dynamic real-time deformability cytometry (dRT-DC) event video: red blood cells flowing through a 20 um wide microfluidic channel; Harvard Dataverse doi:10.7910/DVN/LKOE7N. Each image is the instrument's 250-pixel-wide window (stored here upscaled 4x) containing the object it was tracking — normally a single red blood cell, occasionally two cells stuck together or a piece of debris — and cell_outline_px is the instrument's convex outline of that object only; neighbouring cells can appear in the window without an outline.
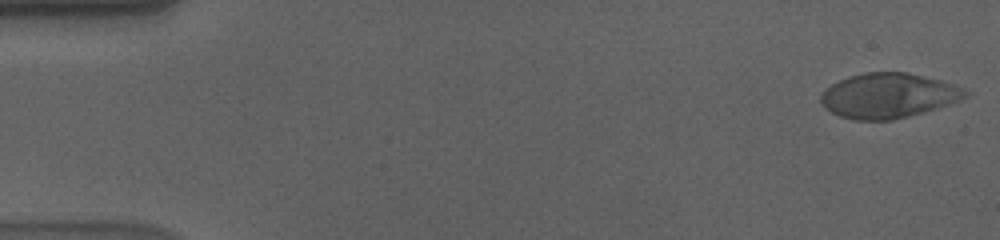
{"species": "human", "species_latin": "Homo sapiens", "temperature_condition": "cold", "stored_images_in_passage": 56, "camera_frame_rate_fps": 3000, "um_per_image_px": 0.085, "donor": {"sex": "male"}, "frame": {"image": 1, "passage_image": 1, "time_ms": 0.0, "image_size_px": [1000, 240], "cell_outline_px": [[972, 92], [968, 96], [948, 104], [936, 108], [892, 120], [852, 120], [840, 116], [824, 108], [820, 104], [820, 96], [832, 84], [848, 76], [864, 72], [908, 72], [940, 80], [964, 88]], "centroid_in_image_um": [75.5, 8.12], "position_along_channel_um": 9.5, "area_um2": 37.69}}
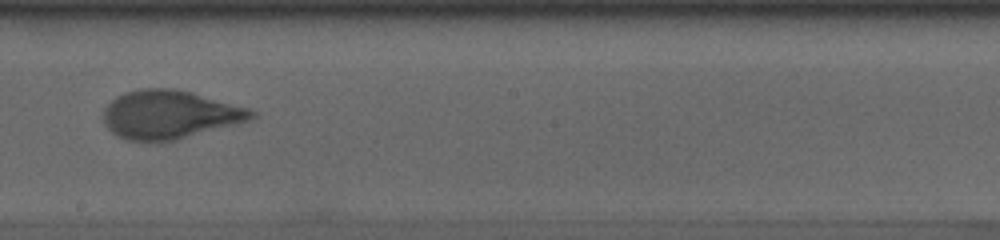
{"frame": {"image": 2, "passage_image": 32, "time_ms": 10.333, "image_size_px": [1000, 240], "cell_outline_px": [[256, 116], [248, 120], [236, 124], [176, 140], [128, 140], [116, 136], [104, 124], [100, 116], [104, 108], [116, 96], [124, 92], [140, 88], [172, 88], [192, 92], [248, 108], [256, 112]], "centroid_in_image_um": [14.37, 9.72], "position_along_channel_um": 233.8, "area_um2": 41.79}}
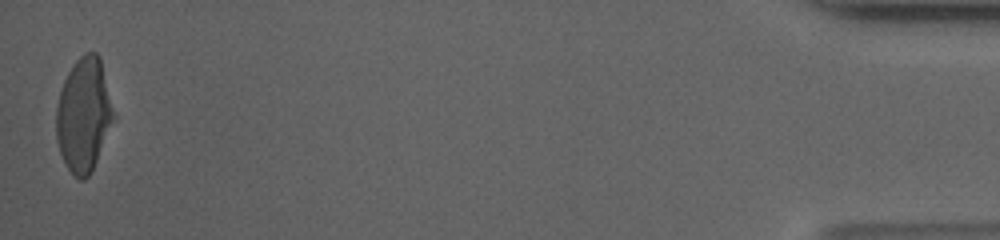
{"frame": {"image": 3, "passage_image": 56, "time_ms": 18.333, "image_size_px": [1000, 240], "cell_outline_px": [[116, 120], [88, 176], [84, 180], [80, 180], [68, 168], [60, 152], [56, 140], [56, 108], [60, 92], [64, 80], [68, 72], [76, 60], [84, 52], [96, 52], [100, 56], [116, 116]], "centroid_in_image_um": [7.14, 9.73], "position_along_channel_um": 428.1, "area_um2": 38.21}, "authors_computed_cell_mechanics": {"area_um2": 40.171, "velocity_mm_per_s": 3.5608, "shape_relaxation_time_tau1_ms": 4.8656, "shape_relaxation_time_tau2_ms": null, "deformation_change_tau1": 0.1964, "deformation_change_tau2": null}}